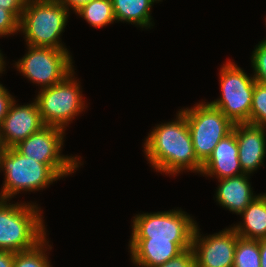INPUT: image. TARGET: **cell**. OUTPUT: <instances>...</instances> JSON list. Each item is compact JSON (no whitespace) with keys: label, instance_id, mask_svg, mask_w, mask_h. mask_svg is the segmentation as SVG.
I'll return each instance as SVG.
<instances>
[{"label":"cell","instance_id":"cell-1","mask_svg":"<svg viewBox=\"0 0 266 267\" xmlns=\"http://www.w3.org/2000/svg\"><path fill=\"white\" fill-rule=\"evenodd\" d=\"M148 163L160 173L174 176L183 170L200 175L202 162L196 157L185 115L178 111L175 120L158 124L144 142Z\"/></svg>","mask_w":266,"mask_h":267},{"label":"cell","instance_id":"cell-2","mask_svg":"<svg viewBox=\"0 0 266 267\" xmlns=\"http://www.w3.org/2000/svg\"><path fill=\"white\" fill-rule=\"evenodd\" d=\"M38 204L10 203L0 199V250L27 251L43 241L47 233Z\"/></svg>","mask_w":266,"mask_h":267},{"label":"cell","instance_id":"cell-3","mask_svg":"<svg viewBox=\"0 0 266 267\" xmlns=\"http://www.w3.org/2000/svg\"><path fill=\"white\" fill-rule=\"evenodd\" d=\"M70 12L59 0H26L19 20L27 45L67 50L61 42Z\"/></svg>","mask_w":266,"mask_h":267},{"label":"cell","instance_id":"cell-4","mask_svg":"<svg viewBox=\"0 0 266 267\" xmlns=\"http://www.w3.org/2000/svg\"><path fill=\"white\" fill-rule=\"evenodd\" d=\"M5 173L0 199L10 200L20 191H39L61 179L48 165L22 155L15 147L0 151V172Z\"/></svg>","mask_w":266,"mask_h":267},{"label":"cell","instance_id":"cell-5","mask_svg":"<svg viewBox=\"0 0 266 267\" xmlns=\"http://www.w3.org/2000/svg\"><path fill=\"white\" fill-rule=\"evenodd\" d=\"M195 221L181 209L136 214L131 225V238L170 240L184 251L192 247Z\"/></svg>","mask_w":266,"mask_h":267},{"label":"cell","instance_id":"cell-6","mask_svg":"<svg viewBox=\"0 0 266 267\" xmlns=\"http://www.w3.org/2000/svg\"><path fill=\"white\" fill-rule=\"evenodd\" d=\"M75 72L51 87L40 89L35 101L45 125L65 128L87 108ZM86 107V108H85Z\"/></svg>","mask_w":266,"mask_h":267},{"label":"cell","instance_id":"cell-7","mask_svg":"<svg viewBox=\"0 0 266 267\" xmlns=\"http://www.w3.org/2000/svg\"><path fill=\"white\" fill-rule=\"evenodd\" d=\"M220 98L209 102L233 124L250 122V111L255 78L230 60L220 68Z\"/></svg>","mask_w":266,"mask_h":267},{"label":"cell","instance_id":"cell-8","mask_svg":"<svg viewBox=\"0 0 266 267\" xmlns=\"http://www.w3.org/2000/svg\"><path fill=\"white\" fill-rule=\"evenodd\" d=\"M180 111L186 117L196 157L204 163L219 141L232 132L234 124L205 101Z\"/></svg>","mask_w":266,"mask_h":267},{"label":"cell","instance_id":"cell-9","mask_svg":"<svg viewBox=\"0 0 266 267\" xmlns=\"http://www.w3.org/2000/svg\"><path fill=\"white\" fill-rule=\"evenodd\" d=\"M26 54L14 63L16 69L40 88L51 87L63 81L74 71L69 50L27 45Z\"/></svg>","mask_w":266,"mask_h":267},{"label":"cell","instance_id":"cell-10","mask_svg":"<svg viewBox=\"0 0 266 267\" xmlns=\"http://www.w3.org/2000/svg\"><path fill=\"white\" fill-rule=\"evenodd\" d=\"M65 130L45 125L15 148L24 156L48 164L61 178L76 172L81 157L62 155ZM62 148V149H61Z\"/></svg>","mask_w":266,"mask_h":267},{"label":"cell","instance_id":"cell-11","mask_svg":"<svg viewBox=\"0 0 266 267\" xmlns=\"http://www.w3.org/2000/svg\"><path fill=\"white\" fill-rule=\"evenodd\" d=\"M196 225L192 248L195 253L196 267H233L238 234L230 226L208 236H202Z\"/></svg>","mask_w":266,"mask_h":267},{"label":"cell","instance_id":"cell-12","mask_svg":"<svg viewBox=\"0 0 266 267\" xmlns=\"http://www.w3.org/2000/svg\"><path fill=\"white\" fill-rule=\"evenodd\" d=\"M44 126L35 99L26 105H18L14 100L0 124V145L2 148H14Z\"/></svg>","mask_w":266,"mask_h":267},{"label":"cell","instance_id":"cell-13","mask_svg":"<svg viewBox=\"0 0 266 267\" xmlns=\"http://www.w3.org/2000/svg\"><path fill=\"white\" fill-rule=\"evenodd\" d=\"M266 127L249 123L234 124L238 144V157L243 173L252 174L264 163L266 157Z\"/></svg>","mask_w":266,"mask_h":267},{"label":"cell","instance_id":"cell-14","mask_svg":"<svg viewBox=\"0 0 266 267\" xmlns=\"http://www.w3.org/2000/svg\"><path fill=\"white\" fill-rule=\"evenodd\" d=\"M201 175L225 179L243 174L235 132L232 130L219 141L209 158L202 164Z\"/></svg>","mask_w":266,"mask_h":267},{"label":"cell","instance_id":"cell-15","mask_svg":"<svg viewBox=\"0 0 266 267\" xmlns=\"http://www.w3.org/2000/svg\"><path fill=\"white\" fill-rule=\"evenodd\" d=\"M131 261L138 267H156L177 257L183 250L170 240L130 238Z\"/></svg>","mask_w":266,"mask_h":267},{"label":"cell","instance_id":"cell-16","mask_svg":"<svg viewBox=\"0 0 266 267\" xmlns=\"http://www.w3.org/2000/svg\"><path fill=\"white\" fill-rule=\"evenodd\" d=\"M249 174L219 179L216 201L223 208L239 215L258 195H254Z\"/></svg>","mask_w":266,"mask_h":267},{"label":"cell","instance_id":"cell-17","mask_svg":"<svg viewBox=\"0 0 266 267\" xmlns=\"http://www.w3.org/2000/svg\"><path fill=\"white\" fill-rule=\"evenodd\" d=\"M239 215L243 223L232 227L239 237L253 240L266 238V197L263 194H258Z\"/></svg>","mask_w":266,"mask_h":267},{"label":"cell","instance_id":"cell-18","mask_svg":"<svg viewBox=\"0 0 266 267\" xmlns=\"http://www.w3.org/2000/svg\"><path fill=\"white\" fill-rule=\"evenodd\" d=\"M156 0H112L116 21L134 24L140 28H151V9Z\"/></svg>","mask_w":266,"mask_h":267},{"label":"cell","instance_id":"cell-19","mask_svg":"<svg viewBox=\"0 0 266 267\" xmlns=\"http://www.w3.org/2000/svg\"><path fill=\"white\" fill-rule=\"evenodd\" d=\"M76 14L94 28H102L116 22L112 0H93L79 9Z\"/></svg>","mask_w":266,"mask_h":267},{"label":"cell","instance_id":"cell-20","mask_svg":"<svg viewBox=\"0 0 266 267\" xmlns=\"http://www.w3.org/2000/svg\"><path fill=\"white\" fill-rule=\"evenodd\" d=\"M233 267H261L259 240L237 237Z\"/></svg>","mask_w":266,"mask_h":267},{"label":"cell","instance_id":"cell-21","mask_svg":"<svg viewBox=\"0 0 266 267\" xmlns=\"http://www.w3.org/2000/svg\"><path fill=\"white\" fill-rule=\"evenodd\" d=\"M47 240L45 238L30 250L15 253L13 267H52L46 253L52 246Z\"/></svg>","mask_w":266,"mask_h":267},{"label":"cell","instance_id":"cell-22","mask_svg":"<svg viewBox=\"0 0 266 267\" xmlns=\"http://www.w3.org/2000/svg\"><path fill=\"white\" fill-rule=\"evenodd\" d=\"M249 124L266 127V86L255 82Z\"/></svg>","mask_w":266,"mask_h":267},{"label":"cell","instance_id":"cell-23","mask_svg":"<svg viewBox=\"0 0 266 267\" xmlns=\"http://www.w3.org/2000/svg\"><path fill=\"white\" fill-rule=\"evenodd\" d=\"M251 65L256 82L266 86V39L259 42L254 48Z\"/></svg>","mask_w":266,"mask_h":267},{"label":"cell","instance_id":"cell-24","mask_svg":"<svg viewBox=\"0 0 266 267\" xmlns=\"http://www.w3.org/2000/svg\"><path fill=\"white\" fill-rule=\"evenodd\" d=\"M19 32V20L8 10L0 7V37Z\"/></svg>","mask_w":266,"mask_h":267},{"label":"cell","instance_id":"cell-25","mask_svg":"<svg viewBox=\"0 0 266 267\" xmlns=\"http://www.w3.org/2000/svg\"><path fill=\"white\" fill-rule=\"evenodd\" d=\"M156 267H196L194 250L192 247L184 250L177 257Z\"/></svg>","mask_w":266,"mask_h":267},{"label":"cell","instance_id":"cell-26","mask_svg":"<svg viewBox=\"0 0 266 267\" xmlns=\"http://www.w3.org/2000/svg\"><path fill=\"white\" fill-rule=\"evenodd\" d=\"M15 97L0 83V124L7 115Z\"/></svg>","mask_w":266,"mask_h":267},{"label":"cell","instance_id":"cell-27","mask_svg":"<svg viewBox=\"0 0 266 267\" xmlns=\"http://www.w3.org/2000/svg\"><path fill=\"white\" fill-rule=\"evenodd\" d=\"M26 0H0V7L10 11L20 20Z\"/></svg>","mask_w":266,"mask_h":267},{"label":"cell","instance_id":"cell-28","mask_svg":"<svg viewBox=\"0 0 266 267\" xmlns=\"http://www.w3.org/2000/svg\"><path fill=\"white\" fill-rule=\"evenodd\" d=\"M15 252L0 250V267H13Z\"/></svg>","mask_w":266,"mask_h":267},{"label":"cell","instance_id":"cell-29","mask_svg":"<svg viewBox=\"0 0 266 267\" xmlns=\"http://www.w3.org/2000/svg\"><path fill=\"white\" fill-rule=\"evenodd\" d=\"M59 1L67 7L69 12L71 9H73L72 11L76 13L84 5H87L93 0H59Z\"/></svg>","mask_w":266,"mask_h":267},{"label":"cell","instance_id":"cell-30","mask_svg":"<svg viewBox=\"0 0 266 267\" xmlns=\"http://www.w3.org/2000/svg\"><path fill=\"white\" fill-rule=\"evenodd\" d=\"M261 267H266V238L259 240Z\"/></svg>","mask_w":266,"mask_h":267},{"label":"cell","instance_id":"cell-31","mask_svg":"<svg viewBox=\"0 0 266 267\" xmlns=\"http://www.w3.org/2000/svg\"><path fill=\"white\" fill-rule=\"evenodd\" d=\"M3 56H4V55L1 53V50H0V76H1V74L3 73V71H5L4 68H5V65H6Z\"/></svg>","mask_w":266,"mask_h":267}]
</instances>
